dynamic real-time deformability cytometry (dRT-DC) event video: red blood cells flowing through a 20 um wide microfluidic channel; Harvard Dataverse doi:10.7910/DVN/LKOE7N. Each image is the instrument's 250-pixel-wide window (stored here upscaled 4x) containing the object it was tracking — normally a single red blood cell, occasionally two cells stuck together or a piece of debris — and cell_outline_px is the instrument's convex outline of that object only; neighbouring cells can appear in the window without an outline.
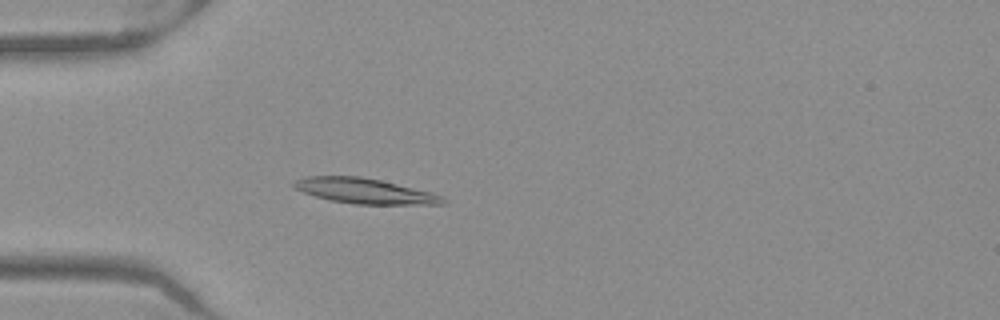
{"species": "Egyptian fruit bat (a non-hibernating species)", "species_latin": "Rousettus aegyptiacus", "temperature_condition": "warm", "stored_images_in_passage": 50, "camera_frame_rate_fps": 3000, "um_per_image_px": 0.085, "frame": {"image": 1, "passage_image": 14, "time_ms": 4.333, "image_size_px": [1000, 320], "cell_outline_px": [[448, 200], [444, 204], [352, 204], [328, 200], [304, 192], [296, 188], [292, 184], [292, 180], [304, 176], [360, 176], [380, 180], [432, 192], [444, 196]], "centroid_in_image_um": [31.0, 16.23], "position_along_channel_um": 54.0, "area_um2": 22.02}}
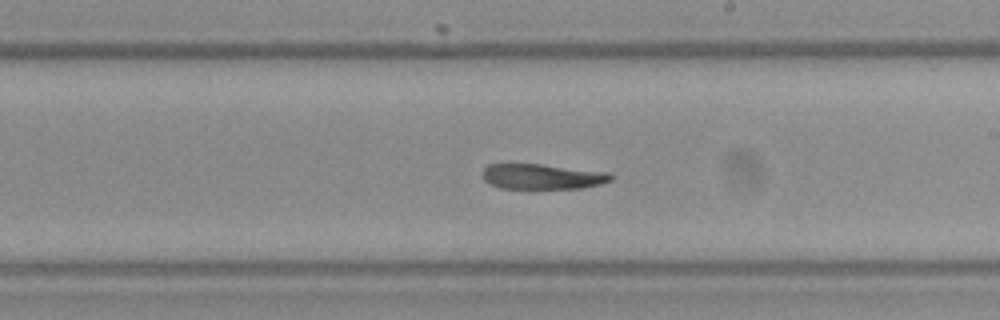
{"frame": {"image": 2, "passage_image": 29, "time_ms": 9.333, "image_size_px": [1000, 320], "cell_outline_px": [[616, 176], [612, 180], [600, 184], [584, 188], [500, 188], [484, 180], [484, 168], [488, 164], [508, 160], [608, 172]], "centroid_in_image_um": [46.05, 14.96], "position_along_channel_um": 242.9, "area_um2": 19.59}}
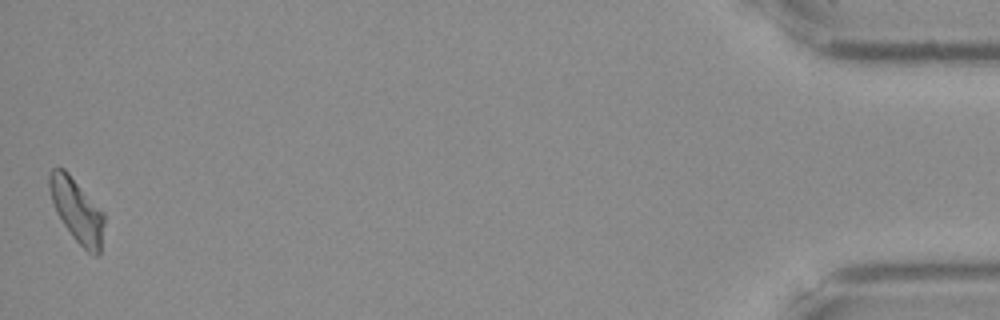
{"frame": {"image": 3, "passage_image": 50, "time_ms": 16.333, "image_size_px": [1000, 320], "cell_outline_px": [[104, 224], [100, 256], [96, 256], [88, 252], [72, 236], [56, 212], [48, 188], [48, 172], [52, 168], [64, 168], [68, 172], [104, 212]], "centroid_in_image_um": [6.54, 17.87], "position_along_channel_um": 428.7, "area_um2": 20.35}, "authors_computed_cell_mechanics": {"area_um2": 20.8947, "velocity_mm_per_s": 3.9622, "shape_relaxation_time_tau1_ms": null, "shape_relaxation_time_tau2_ms": 10.5547, "deformation_change_tau1": null, "deformation_change_tau2": 0.2408}}